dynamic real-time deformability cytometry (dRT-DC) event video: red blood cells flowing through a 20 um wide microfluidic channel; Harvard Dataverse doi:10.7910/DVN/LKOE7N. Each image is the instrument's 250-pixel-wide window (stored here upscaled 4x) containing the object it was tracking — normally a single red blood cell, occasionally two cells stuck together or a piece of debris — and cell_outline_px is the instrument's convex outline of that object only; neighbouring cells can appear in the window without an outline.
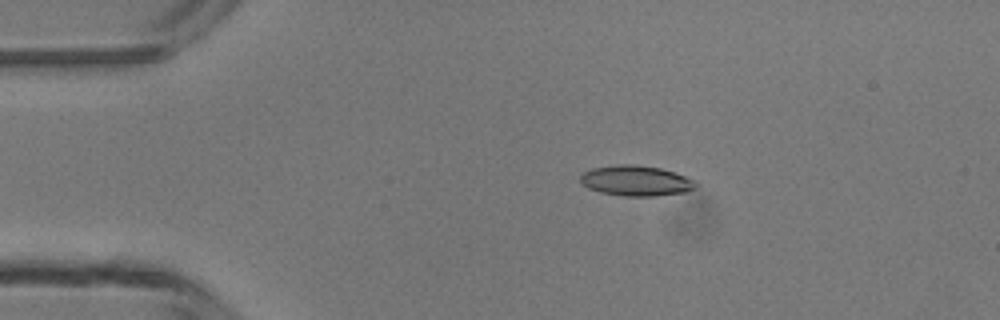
{"species": "common noctule bat (a hibernating species)", "species_latin": "Nyctalus noctula", "temperature_condition": "room temperature", "stored_images_in_passage": 4, "camera_frame_rate_fps": 3000, "um_per_image_px": 0.085, "animal": {"sex": "male", "body_mass_g": 13.3}, "frame": {"image": 1, "passage_image": 3, "time_ms": 2.333, "image_size_px": [1000, 320], "cell_outline_px": [[696, 184], [692, 188], [684, 192], [656, 196], [624, 196], [600, 192], [588, 188], [580, 180], [580, 176], [584, 172], [592, 168], [616, 164], [636, 164], [660, 168], [676, 172], [696, 180]], "centroid_in_image_um": [54.06, 15.35], "position_along_channel_um": 30.9, "area_um2": 20.46}}